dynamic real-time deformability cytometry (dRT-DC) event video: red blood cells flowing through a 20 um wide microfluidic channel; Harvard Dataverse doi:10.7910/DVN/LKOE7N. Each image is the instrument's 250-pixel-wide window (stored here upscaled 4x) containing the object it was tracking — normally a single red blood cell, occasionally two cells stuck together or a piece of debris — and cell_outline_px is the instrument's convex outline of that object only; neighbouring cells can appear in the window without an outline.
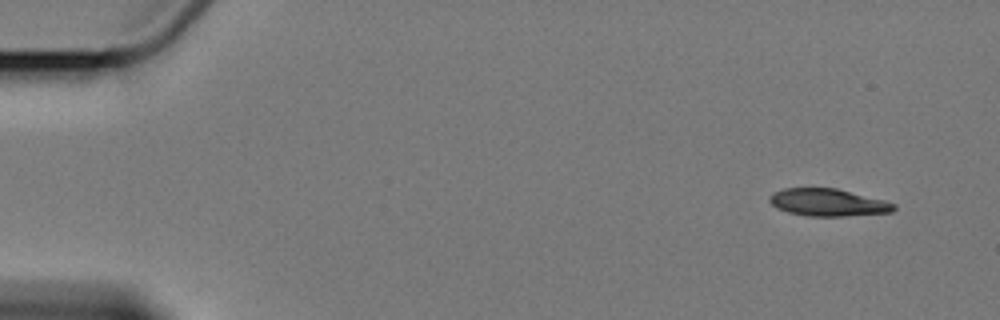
{"species": "Egyptian fruit bat (a non-hibernating species)", "species_latin": "Rousettus aegyptiacus", "temperature_condition": "cold", "stored_images_in_passage": 4, "camera_frame_rate_fps": 3000, "um_per_image_px": 0.085, "animal": {"sex": "female"}, "frame": {"image": 1, "passage_image": 1, "time_ms": 0.0, "image_size_px": [1000, 320], "cell_outline_px": [[896, 208], [892, 212], [844, 216], [808, 216], [788, 212], [776, 208], [768, 200], [768, 196], [772, 192], [784, 188], [836, 188], [884, 200], [896, 204]], "centroid_in_image_um": [70.35, 17.2], "position_along_channel_um": 14.7, "area_um2": 19.88}}
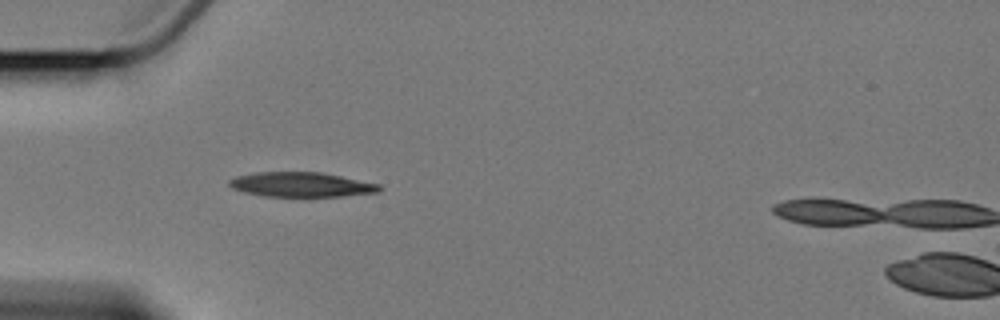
{"frame": {"image": 2, "passage_image": 4, "time_ms": 4.667, "image_size_px": [1000, 320], "cell_outline_px": [[384, 188], [380, 192], [340, 196], [264, 196], [244, 192], [232, 188], [228, 184], [228, 180], [236, 176], [256, 172], [324, 172], [380, 184]], "centroid_in_image_um": [25.64, 15.68], "position_along_channel_um": 59.4, "area_um2": 21.73}}